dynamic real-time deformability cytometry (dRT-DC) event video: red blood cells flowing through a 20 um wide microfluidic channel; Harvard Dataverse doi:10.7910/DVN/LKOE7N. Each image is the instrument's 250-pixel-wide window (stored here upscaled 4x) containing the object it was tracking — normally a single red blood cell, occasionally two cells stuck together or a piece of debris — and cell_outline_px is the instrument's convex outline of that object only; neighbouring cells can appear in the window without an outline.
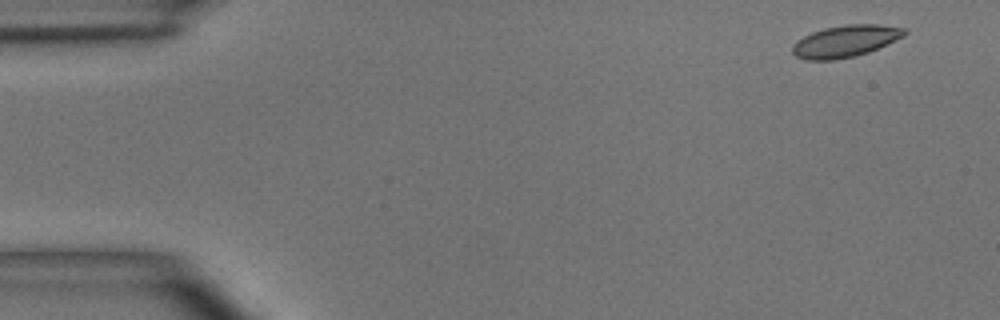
{"species": "common noctule bat (a hibernating species)", "species_latin": "Nyctalus noctula", "temperature_condition": "room temperature", "stored_images_in_passage": 4, "camera_frame_rate_fps": 3000, "um_per_image_px": 0.085, "animal": {"sex": "male", "body_mass_g": 15.6}, "frame": {"image": 1, "passage_image": 1, "time_ms": 0.0, "image_size_px": [1000, 320], "cell_outline_px": [[908, 32], [904, 36], [868, 52], [856, 56], [836, 60], [804, 60], [796, 56], [792, 52], [792, 44], [796, 40], [812, 32], [824, 28], [848, 24], [880, 24], [908, 28]], "centroid_in_image_um": [71.86, 3.5], "position_along_channel_um": 13.1, "area_um2": 20.98}}
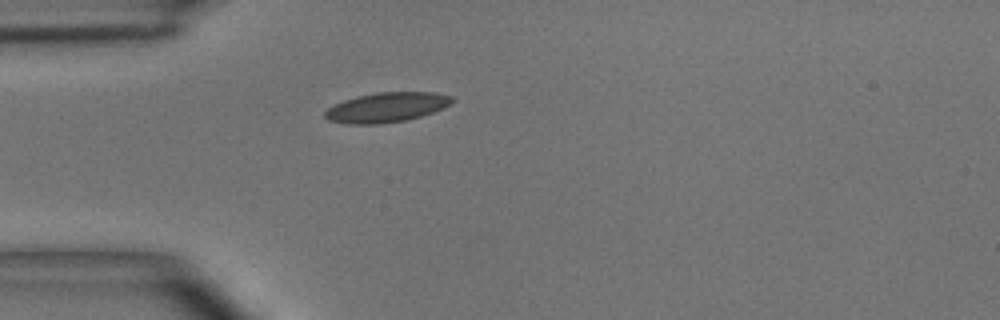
{"frame": {"image": 2, "passage_image": 4, "time_ms": 3.667, "image_size_px": [1000, 320], "cell_outline_px": [[456, 100], [452, 104], [444, 108], [408, 120], [380, 124], [344, 124], [328, 120], [324, 116], [324, 112], [328, 108], [344, 100], [356, 96], [376, 92], [436, 92], [452, 96]], "centroid_in_image_um": [32.89, 9.12], "position_along_channel_um": 52.1, "area_um2": 22.31}}